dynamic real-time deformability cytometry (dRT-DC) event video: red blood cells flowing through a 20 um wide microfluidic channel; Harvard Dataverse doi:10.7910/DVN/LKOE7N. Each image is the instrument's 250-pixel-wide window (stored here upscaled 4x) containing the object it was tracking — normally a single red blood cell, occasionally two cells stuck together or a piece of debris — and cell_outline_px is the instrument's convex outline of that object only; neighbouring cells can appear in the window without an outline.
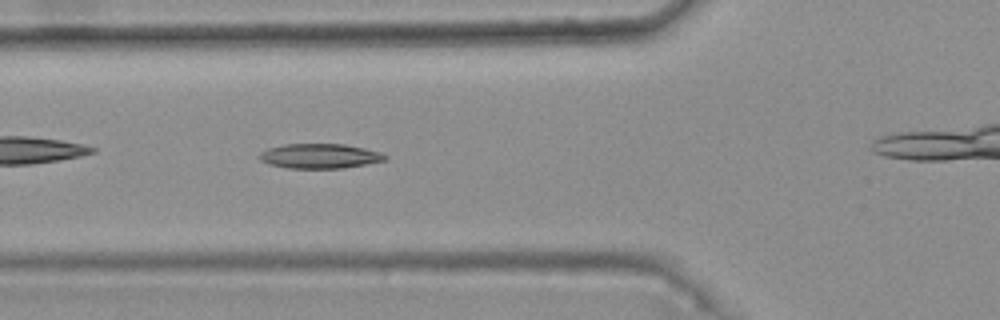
{"species": "common noctule bat (a hibernating species)", "species_latin": "Nyctalus noctula", "temperature_condition": "warm", "stored_images_in_passage": 32, "camera_frame_rate_fps": 3000, "um_per_image_px": 0.085, "animal": {"sex": "female", "body_mass_g": 25.1}, "frame": {"image": 1, "passage_image": 5, "time_ms": 1.333, "image_size_px": [1000, 320], "cell_outline_px": [[388, 156], [384, 160], [344, 168], [288, 168], [268, 164], [260, 160], [260, 152], [268, 148], [284, 144], [344, 144], [364, 148], [380, 152]], "centroid_in_image_um": [27.15, 13.26], "position_along_channel_um": 98.6, "area_um2": 17.98}}